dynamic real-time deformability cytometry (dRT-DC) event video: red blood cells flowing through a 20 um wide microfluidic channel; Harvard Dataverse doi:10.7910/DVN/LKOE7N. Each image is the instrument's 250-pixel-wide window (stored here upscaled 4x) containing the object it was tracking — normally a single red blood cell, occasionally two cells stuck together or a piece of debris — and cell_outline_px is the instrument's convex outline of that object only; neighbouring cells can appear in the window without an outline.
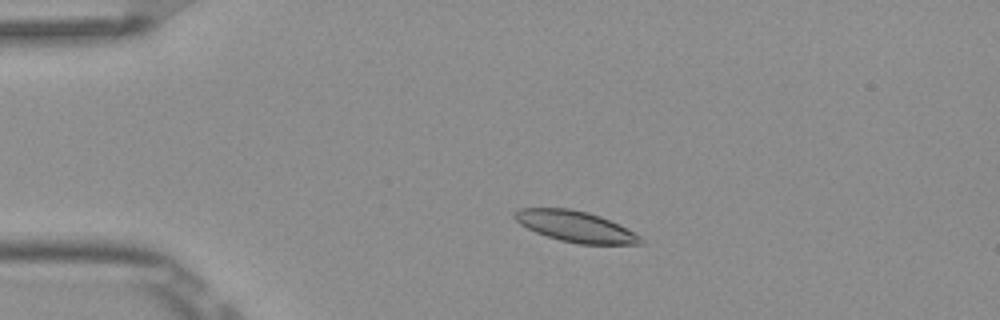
{"species": "Egyptian fruit bat (a non-hibernating species)", "species_latin": "Rousettus aegyptiacus", "temperature_condition": "room temperature", "stored_images_in_passage": 4, "camera_frame_rate_fps": 3000, "um_per_image_px": 0.085, "frame": {"image": 1, "passage_image": 3, "time_ms": 0.667, "image_size_px": [1000, 320], "cell_outline_px": [[644, 244], [580, 244], [560, 240], [536, 232], [520, 224], [512, 216], [512, 212], [520, 208], [568, 208], [588, 212], [600, 216], [640, 236]], "centroid_in_image_um": [48.86, 19.24], "position_along_channel_um": 36.1, "area_um2": 22.37}}